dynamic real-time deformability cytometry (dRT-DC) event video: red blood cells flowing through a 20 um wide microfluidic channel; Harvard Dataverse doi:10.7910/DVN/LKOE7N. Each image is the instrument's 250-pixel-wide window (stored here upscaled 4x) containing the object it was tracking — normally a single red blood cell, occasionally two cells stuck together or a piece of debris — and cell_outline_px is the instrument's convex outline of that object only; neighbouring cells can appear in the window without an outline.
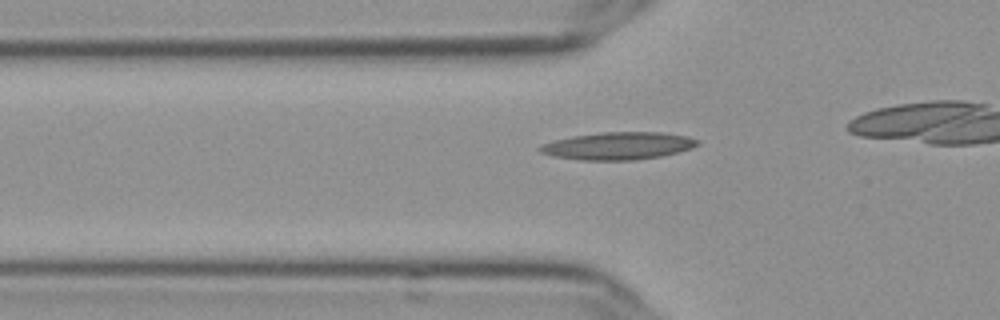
{"species": "Egyptian fruit bat (a non-hibernating species)", "species_latin": "Rousettus aegyptiacus", "temperature_condition": "cold", "stored_images_in_passage": 40, "camera_frame_rate_fps": 3000, "um_per_image_px": 0.085, "frame": {"image": 1, "passage_image": 14, "time_ms": 4.333, "image_size_px": [1000, 320], "cell_outline_px": [[700, 144], [692, 148], [660, 156], [636, 160], [580, 160], [556, 156], [540, 152], [536, 148], [544, 144], [556, 140], [572, 136], [600, 132], [660, 132], [688, 136], [700, 140]], "centroid_in_image_um": [52.58, 12.39], "position_along_channel_um": 73.2, "area_um2": 25.14}}
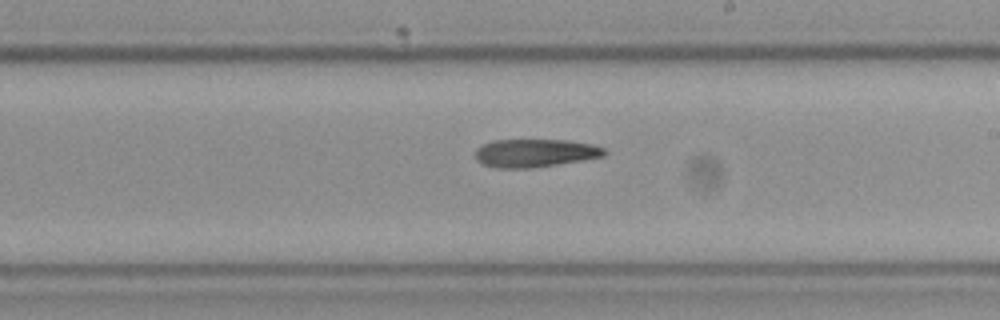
{"frame": {"image": 2, "passage_image": 28, "time_ms": 9.0, "image_size_px": [1000, 320], "cell_outline_px": [[608, 152], [604, 156], [532, 168], [500, 168], [484, 164], [476, 160], [476, 148], [492, 140], [564, 140], [592, 144], [604, 148]], "centroid_in_image_um": [45.47, 13.0], "position_along_channel_um": 243.5, "area_um2": 20.92}}
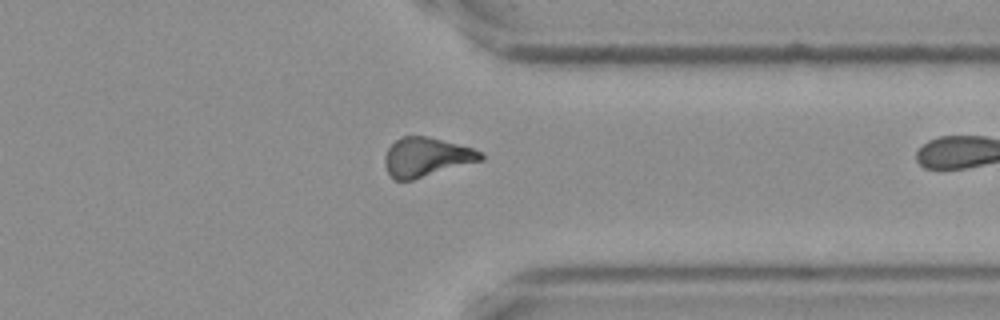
{"frame": {"image": 3, "passage_image": 39, "time_ms": 12.667, "image_size_px": [1000, 320], "cell_outline_px": [[484, 160], [412, 180], [396, 180], [388, 172], [384, 164], [384, 156], [388, 148], [400, 136], [428, 136], [472, 148], [484, 152]], "centroid_in_image_um": [36.26, 13.35], "position_along_channel_um": 375.1, "area_um2": 21.91}}